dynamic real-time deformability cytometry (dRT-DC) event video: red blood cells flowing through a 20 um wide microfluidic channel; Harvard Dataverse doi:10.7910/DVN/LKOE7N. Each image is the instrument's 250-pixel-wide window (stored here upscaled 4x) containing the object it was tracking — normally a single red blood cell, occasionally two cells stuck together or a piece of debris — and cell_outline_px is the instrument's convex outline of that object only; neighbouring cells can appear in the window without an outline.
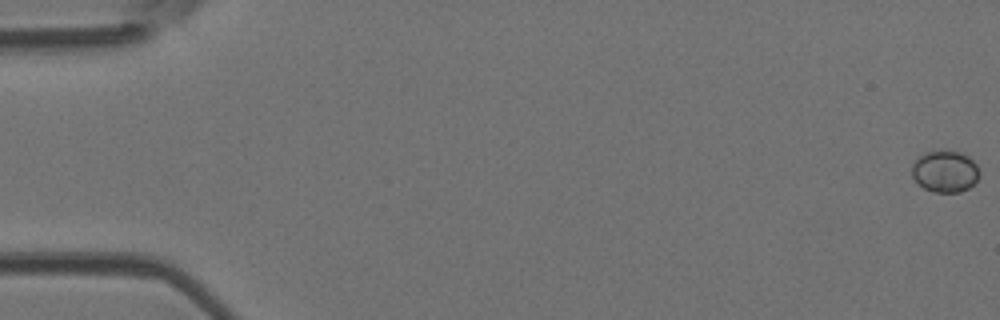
{"species": "Egyptian fruit bat (a non-hibernating species)", "species_latin": "Rousettus aegyptiacus", "temperature_condition": "room temperature", "stored_images_in_passage": 49, "camera_frame_rate_fps": 3000, "um_per_image_px": 0.085, "animal": {"sex": "female"}, "frame": {"image": 1, "passage_image": 1, "time_ms": 0.0, "image_size_px": [1000, 320], "cell_outline_px": [[980, 176], [968, 188], [960, 192], [932, 192], [924, 188], [912, 176], [912, 164], [924, 152], [944, 148], [960, 152], [968, 156], [976, 164], [980, 172]], "centroid_in_image_um": [80.33, 14.53], "position_along_channel_um": 4.7, "area_um2": 16.65}}
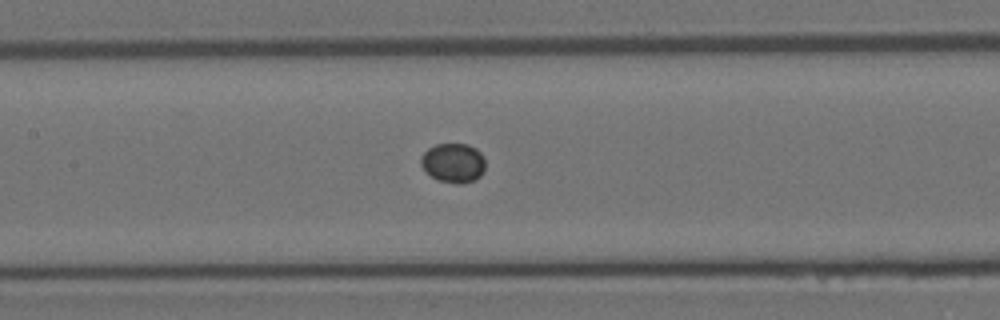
{"frame": {"image": 2, "passage_image": 24, "time_ms": 7.667, "image_size_px": [1000, 320], "cell_outline_px": [[484, 172], [476, 180], [460, 184], [456, 184], [436, 180], [420, 164], [420, 156], [428, 148], [436, 144], [468, 144], [476, 148], [480, 152], [484, 160]], "centroid_in_image_um": [38.53, 13.85], "position_along_channel_um": 168.9, "area_um2": 14.91}}
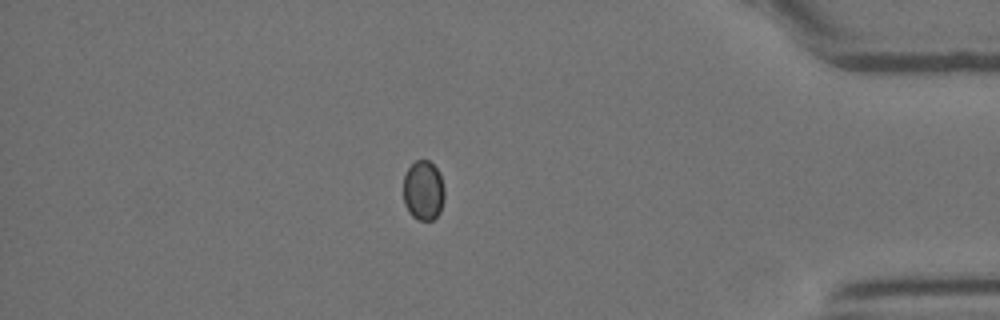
{"frame": {"image": 3, "passage_image": 43, "time_ms": 14.0, "image_size_px": [1000, 320], "cell_outline_px": [[444, 200], [440, 212], [432, 220], [416, 220], [408, 212], [404, 204], [404, 176], [408, 168], [416, 160], [428, 160], [436, 168], [440, 176], [444, 188]], "centroid_in_image_um": [35.98, 16.22], "position_along_channel_um": 399.2, "area_um2": 14.33}}